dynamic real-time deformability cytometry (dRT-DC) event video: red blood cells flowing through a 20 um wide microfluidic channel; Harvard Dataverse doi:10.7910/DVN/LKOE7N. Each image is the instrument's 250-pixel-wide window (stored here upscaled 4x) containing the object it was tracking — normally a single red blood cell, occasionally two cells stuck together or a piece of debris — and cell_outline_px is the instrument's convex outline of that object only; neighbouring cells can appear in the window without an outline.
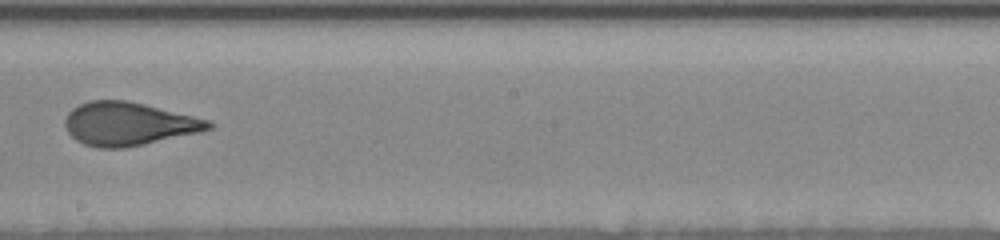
{"species": "human", "species_latin": "Homo sapiens", "temperature_condition": "room temperature", "stored_images_in_passage": 15, "camera_frame_rate_fps": 3000, "um_per_image_px": 0.085, "donor": {"sex": "female"}, "frame": {"image": 1, "passage_image": 11, "time_ms": 4.667, "image_size_px": [1000, 240], "cell_outline_px": [[216, 124], [212, 128], [200, 132], [120, 148], [96, 148], [84, 144], [76, 140], [68, 132], [64, 124], [64, 120], [68, 112], [72, 108], [80, 104], [92, 100], [128, 100], [208, 120]], "centroid_in_image_um": [10.88, 10.52], "position_along_channel_um": 237.3, "area_um2": 35.78}}